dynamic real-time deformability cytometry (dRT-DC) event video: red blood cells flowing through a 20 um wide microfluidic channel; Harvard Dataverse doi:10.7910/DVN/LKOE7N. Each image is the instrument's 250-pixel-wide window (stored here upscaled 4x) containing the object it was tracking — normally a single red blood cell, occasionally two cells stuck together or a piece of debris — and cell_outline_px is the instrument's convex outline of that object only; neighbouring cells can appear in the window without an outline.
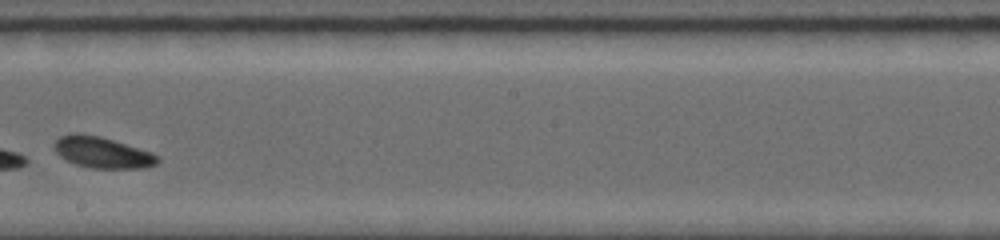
{"species": "common noctule bat (a hibernating species)", "species_latin": "Nyctalus noctula", "temperature_condition": "room temperature", "stored_images_in_passage": 17, "camera_frame_rate_fps": 5000, "um_per_image_px": 0.085, "animal": {"sex": "female", "body_mass_g": 19.0, "forearm_length_mm": 56.7}, "frame": {"image": 1, "passage_image": 10, "time_ms": 5.4, "image_size_px": [1000, 240], "cell_outline_px": [[160, 160], [156, 164], [144, 168], [92, 168], [76, 164], [64, 160], [52, 148], [52, 144], [60, 136], [72, 132], [80, 132], [100, 136], [152, 152], [160, 156]], "centroid_in_image_um": [8.66, 12.94], "position_along_channel_um": 239.5, "area_um2": 19.07}}